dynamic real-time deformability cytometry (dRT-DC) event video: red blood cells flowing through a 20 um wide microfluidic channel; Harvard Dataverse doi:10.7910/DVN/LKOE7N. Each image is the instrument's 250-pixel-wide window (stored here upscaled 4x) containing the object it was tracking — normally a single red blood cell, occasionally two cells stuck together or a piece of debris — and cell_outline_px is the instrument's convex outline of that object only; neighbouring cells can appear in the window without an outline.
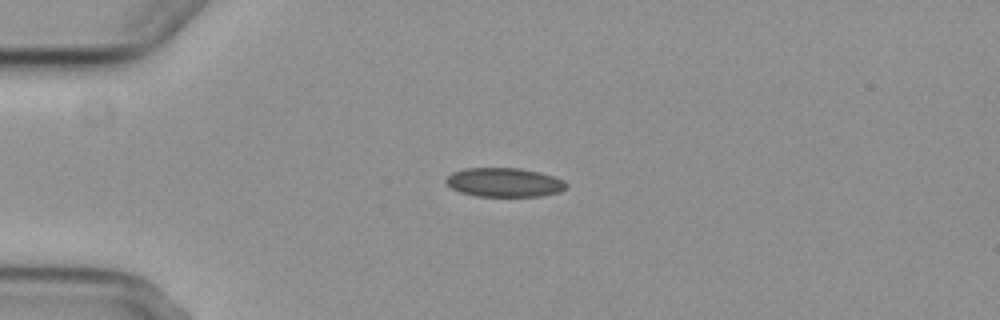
{"species": "common noctule bat (a hibernating species)", "species_latin": "Nyctalus noctula", "temperature_condition": "cold", "stored_images_in_passage": 2, "camera_frame_rate_fps": 3000, "um_per_image_px": 0.085, "animal": {"sex": "female", "body_mass_g": 29.2, "forearm_length_mm": 56.3}, "frame": {"image": 1, "passage_image": 1, "time_ms": 0.0, "image_size_px": [1000, 320], "cell_outline_px": [[568, 188], [560, 192], [540, 196], [476, 196], [460, 192], [452, 188], [444, 180], [452, 172], [464, 168], [520, 168], [540, 172], [564, 180], [568, 184]], "centroid_in_image_um": [42.89, 15.5], "position_along_channel_um": 42.1, "area_um2": 20.46}}